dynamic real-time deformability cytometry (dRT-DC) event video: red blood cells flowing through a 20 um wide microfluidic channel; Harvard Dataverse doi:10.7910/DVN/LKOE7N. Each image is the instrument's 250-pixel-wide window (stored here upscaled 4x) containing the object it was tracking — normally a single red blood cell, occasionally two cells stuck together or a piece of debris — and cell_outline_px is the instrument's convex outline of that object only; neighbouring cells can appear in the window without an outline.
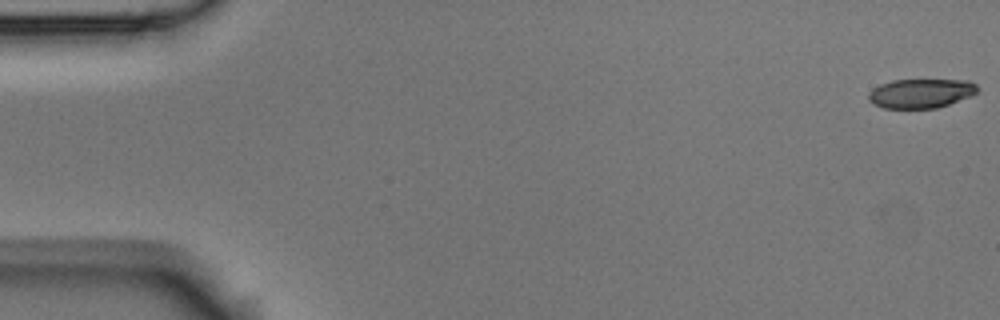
{"species": "Egyptian fruit bat (a non-hibernating species)", "species_latin": "Rousettus aegyptiacus", "temperature_condition": "room temperature", "stored_images_in_passage": 57, "camera_frame_rate_fps": 3000, "um_per_image_px": 0.085, "animal": {"sex": "male"}, "frame": {"image": 1, "passage_image": 1, "time_ms": 0.0, "image_size_px": [1000, 320], "cell_outline_px": [[980, 88], [976, 92], [968, 96], [948, 104], [936, 108], [884, 108], [872, 104], [868, 100], [868, 92], [872, 88], [880, 84], [892, 80], [968, 80], [976, 84]], "centroid_in_image_um": [78.22, 7.93], "position_along_channel_um": 6.8, "area_um2": 18.55}}
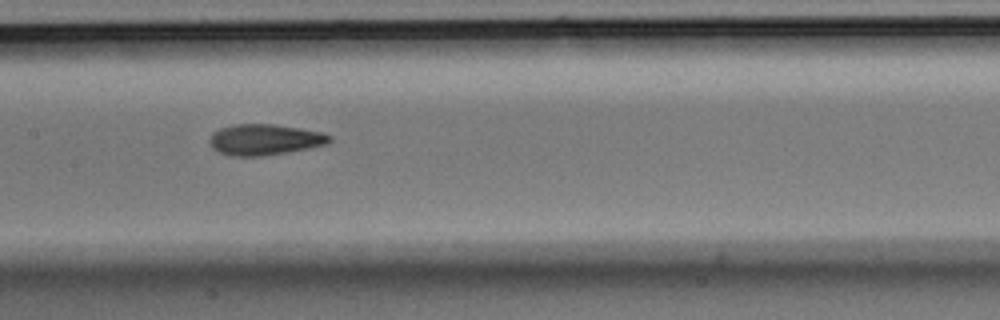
{"frame": {"image": 2, "passage_image": 28, "time_ms": 9.0, "image_size_px": [1000, 320], "cell_outline_px": [[332, 140], [328, 144], [308, 148], [260, 156], [232, 156], [220, 152], [212, 148], [208, 140], [212, 132], [220, 128], [232, 124], [276, 124], [324, 132], [332, 136]], "centroid_in_image_um": [22.5, 11.85], "position_along_channel_um": 184.9, "area_um2": 21.73}}
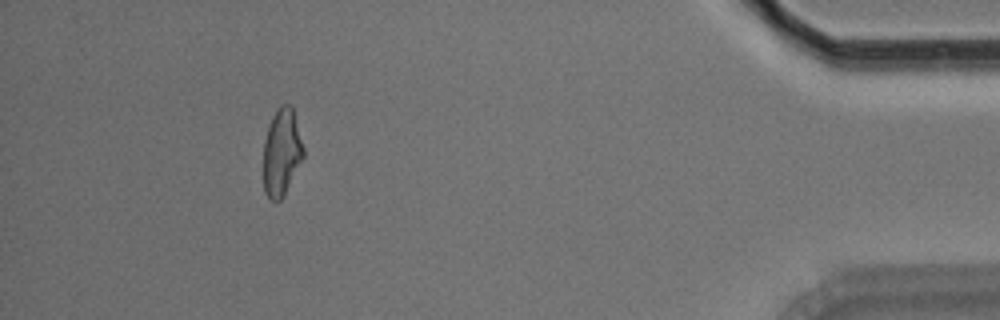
{"frame": {"image": 3, "passage_image": 52, "time_ms": 17.0, "image_size_px": [1000, 320], "cell_outline_px": [[304, 156], [284, 196], [276, 204], [268, 200], [264, 192], [264, 140], [272, 116], [276, 108], [280, 104], [288, 104], [292, 108], [304, 148]], "centroid_in_image_um": [23.93, 13.0], "position_along_channel_um": 411.3, "area_um2": 20.46}, "authors_computed_cell_mechanics": {"area_um2": 20.9236, "velocity_mm_per_s": 3.5657, "shape_relaxation_time_tau1_ms": 9.2442, "shape_relaxation_time_tau2_ms": 1.7763, "deformation_change_tau1": 0.2146, "deformation_change_tau2": 0.0777}}